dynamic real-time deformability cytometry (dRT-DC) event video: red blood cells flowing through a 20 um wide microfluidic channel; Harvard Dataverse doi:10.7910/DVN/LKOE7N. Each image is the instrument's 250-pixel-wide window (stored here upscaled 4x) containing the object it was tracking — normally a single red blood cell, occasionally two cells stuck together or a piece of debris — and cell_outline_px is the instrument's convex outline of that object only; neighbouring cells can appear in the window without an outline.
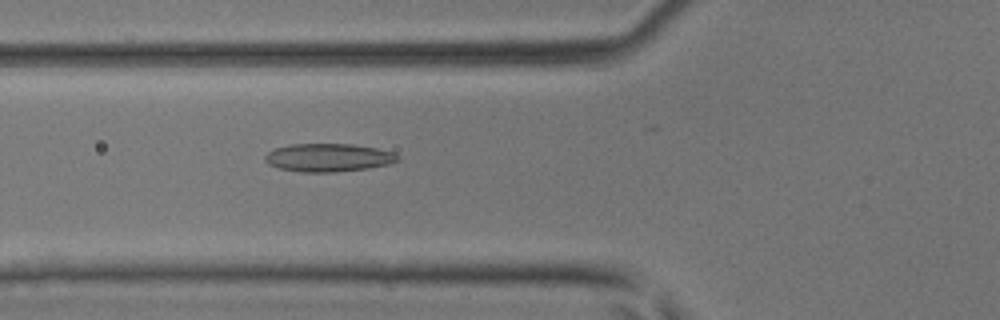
{"species": "common noctule bat (a hibernating species)", "species_latin": "Nyctalus noctula", "temperature_condition": "room temperature", "stored_images_in_passage": 29, "camera_frame_rate_fps": 3000, "um_per_image_px": 0.085, "animal": {"sex": "male", "body_mass_g": 17.9, "forearm_length_mm": 54.2}, "frame": {"image": 1, "passage_image": 10, "time_ms": 3.0, "image_size_px": [1000, 320], "cell_outline_px": [[400, 160], [388, 164], [368, 168], [336, 172], [300, 172], [280, 168], [268, 164], [264, 160], [264, 156], [268, 152], [276, 148], [292, 144], [352, 144], [376, 148], [392, 152], [400, 156]], "centroid_in_image_um": [27.91, 13.4], "position_along_channel_um": 97.9, "area_um2": 21.73}}
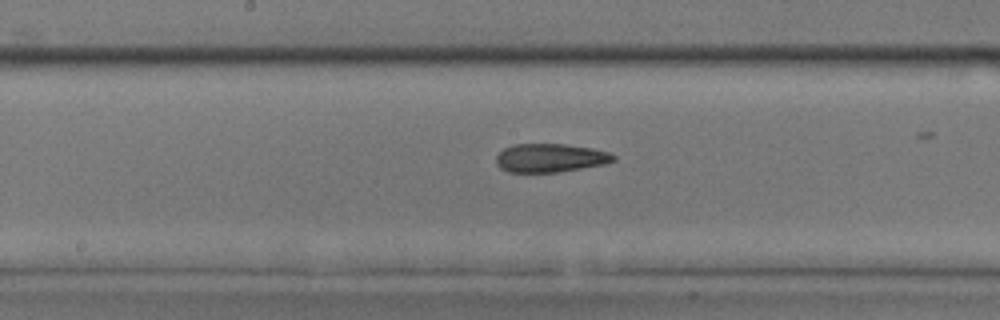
{"frame": {"image": 2, "passage_image": 17, "time_ms": 5.333, "image_size_px": [1000, 320], "cell_outline_px": [[616, 160], [604, 164], [556, 172], [508, 172], [500, 168], [496, 164], [496, 156], [504, 148], [512, 144], [564, 144], [592, 148], [608, 152], [616, 156]], "centroid_in_image_um": [46.75, 13.42], "position_along_channel_um": 201.5, "area_um2": 19.48}}
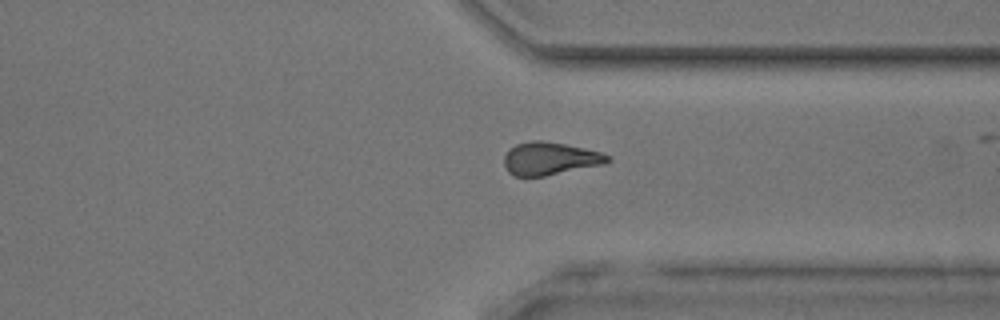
{"frame": {"image": 3, "passage_image": 28, "time_ms": 9.0, "image_size_px": [1000, 320], "cell_outline_px": [[612, 160], [604, 164], [544, 176], [516, 176], [508, 172], [504, 164], [504, 156], [516, 144], [532, 140], [544, 140], [584, 148], [600, 152], [608, 156]], "centroid_in_image_um": [46.74, 13.48], "position_along_channel_um": 364.7, "area_um2": 19.59}}